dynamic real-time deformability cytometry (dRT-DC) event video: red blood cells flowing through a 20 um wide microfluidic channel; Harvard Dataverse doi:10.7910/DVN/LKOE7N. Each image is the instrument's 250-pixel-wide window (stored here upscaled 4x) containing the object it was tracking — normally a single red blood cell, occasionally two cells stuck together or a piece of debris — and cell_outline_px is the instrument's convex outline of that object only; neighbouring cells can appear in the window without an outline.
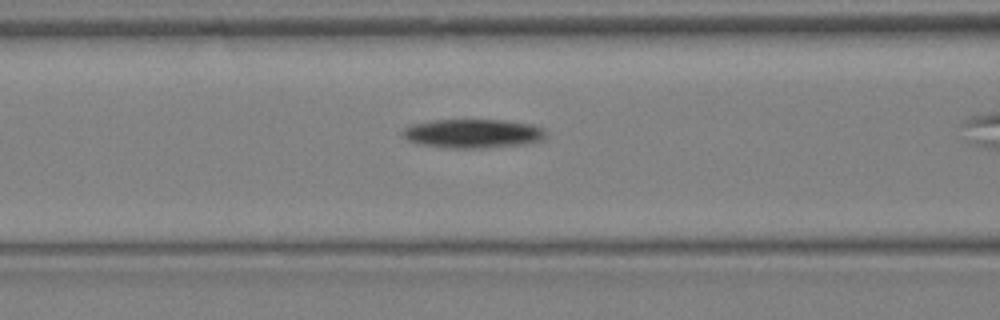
{"species": "Egyptian fruit bat (a non-hibernating species)", "species_latin": "Rousettus aegyptiacus", "temperature_condition": "warm", "stored_images_in_passage": 21, "camera_frame_rate_fps": 3000, "um_per_image_px": 0.085, "animal": {"sex": "female"}, "frame": {"image": 1, "passage_image": 7, "time_ms": 2.0, "image_size_px": [1000, 320], "cell_outline_px": [[548, 136], [544, 140], [528, 144], [488, 148], [444, 148], [416, 144], [400, 136], [400, 132], [404, 128], [412, 124], [436, 120], [504, 120], [528, 124], [544, 128], [548, 132]], "centroid_in_image_um": [40.21, 11.37], "position_along_channel_um": 126.4, "area_um2": 24.74}}
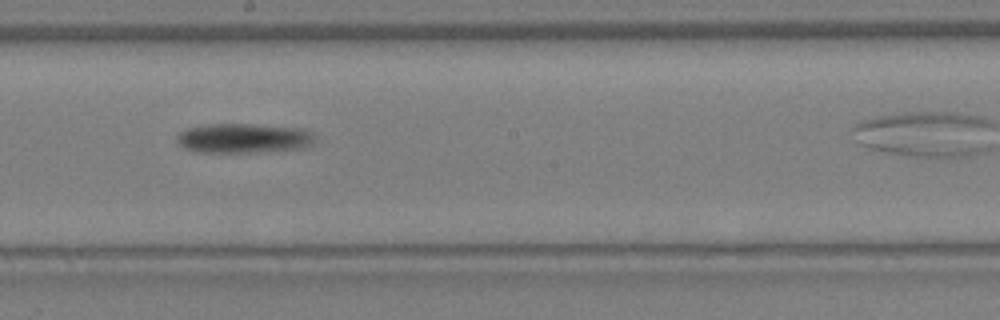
{"frame": {"image": 2, "passage_image": 12, "time_ms": 3.667, "image_size_px": [1000, 320], "cell_outline_px": [[320, 140], [308, 148], [256, 152], [196, 152], [184, 148], [176, 140], [176, 136], [180, 132], [188, 128], [208, 124], [252, 124], [300, 128], [312, 132]], "centroid_in_image_um": [20.79, 11.75], "position_along_channel_um": 227.4, "area_um2": 24.22}}
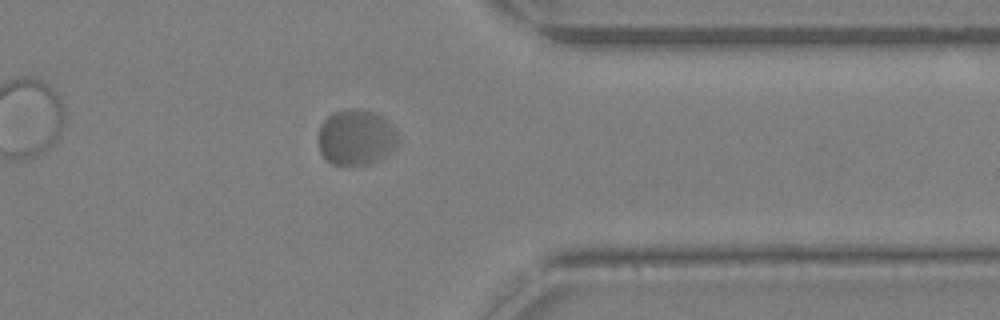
{"frame": {"image": 3, "passage_image": 20, "time_ms": 6.333, "image_size_px": [1000, 320], "cell_outline_px": [[396, 144], [380, 160], [368, 164], [332, 164], [324, 160], [320, 152], [316, 140], [320, 124], [332, 112], [352, 108], [360, 108], [384, 116], [388, 120], [396, 132]], "centroid_in_image_um": [30.19, 11.66], "position_along_channel_um": 381.2, "area_um2": 26.07}}